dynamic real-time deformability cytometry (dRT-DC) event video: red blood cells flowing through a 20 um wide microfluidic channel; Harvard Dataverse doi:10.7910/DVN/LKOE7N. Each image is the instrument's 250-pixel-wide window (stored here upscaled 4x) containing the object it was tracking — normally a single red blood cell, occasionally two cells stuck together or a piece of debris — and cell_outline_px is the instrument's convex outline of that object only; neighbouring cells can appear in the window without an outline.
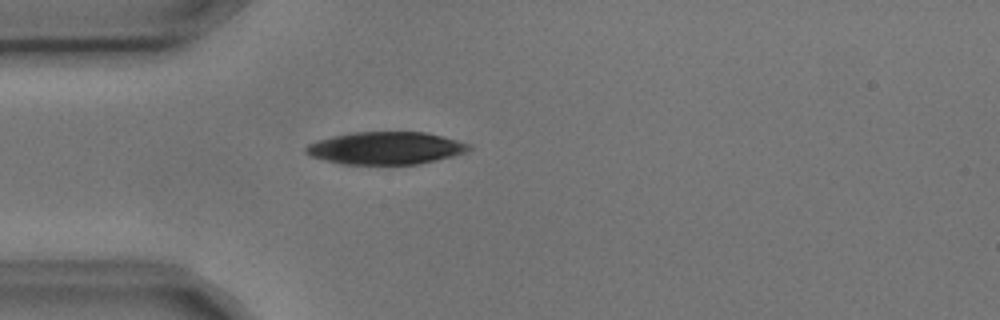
{"species": "common noctule bat (a hibernating species)", "species_latin": "Nyctalus noctula", "temperature_condition": "cold", "stored_images_in_passage": 1, "camera_frame_rate_fps": 3000, "um_per_image_px": 0.085, "animal": {"sex": "male", "body_mass_g": 17.9, "forearm_length_mm": 54.2}, "frame": {"image": 1, "passage_image": 1, "time_ms": 0.0, "image_size_px": [1000, 320], "cell_outline_px": [[472, 148], [468, 152], [452, 156], [416, 164], [344, 164], [312, 156], [304, 152], [304, 148], [308, 144], [332, 136], [352, 132], [424, 132], [472, 144]], "centroid_in_image_um": [32.81, 12.58], "position_along_channel_um": 52.2, "area_um2": 30.58}}